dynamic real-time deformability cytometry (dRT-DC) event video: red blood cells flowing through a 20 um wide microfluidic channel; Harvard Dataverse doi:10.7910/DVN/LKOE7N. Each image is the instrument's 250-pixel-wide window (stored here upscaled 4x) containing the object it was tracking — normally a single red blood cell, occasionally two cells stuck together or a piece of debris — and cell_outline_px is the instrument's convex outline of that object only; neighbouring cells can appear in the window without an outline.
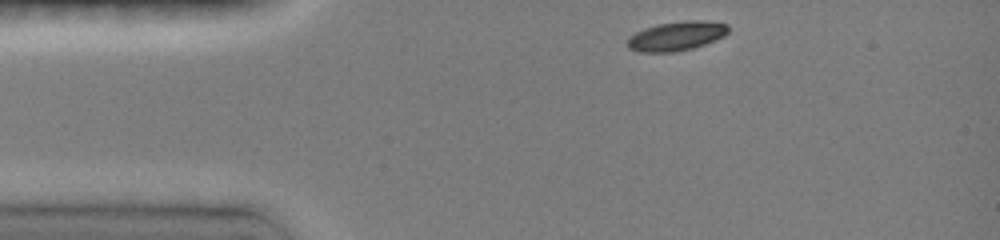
{"species": "common noctule bat (a hibernating species)", "species_latin": "Nyctalus noctula", "temperature_condition": "room temperature", "stored_images_in_passage": 26, "camera_frame_rate_fps": 3000, "um_per_image_px": 0.085, "animal": {"sex": "female", "body_mass_g": 19.0, "forearm_length_mm": 51.5}, "frame": {"image": 1, "passage_image": 1, "time_ms": 0.0, "image_size_px": [1000, 240], "cell_outline_px": [[728, 32], [724, 36], [704, 44], [692, 48], [676, 52], [636, 52], [628, 48], [628, 36], [644, 28], [656, 24], [684, 20], [700, 20], [728, 24]], "centroid_in_image_um": [57.46, 3.06], "position_along_channel_um": 27.5, "area_um2": 17.28}}
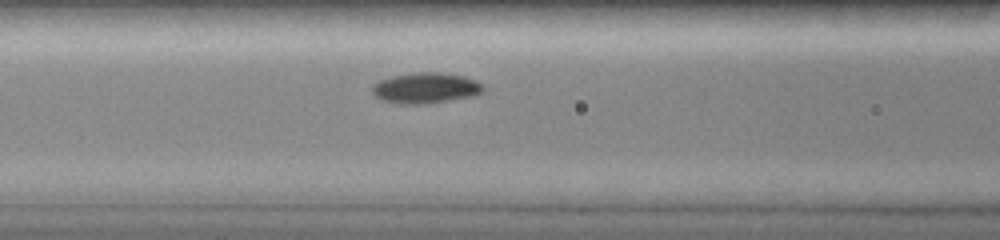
{"frame": {"image": 2, "passage_image": 10, "time_ms": 3.667, "image_size_px": [1000, 240], "cell_outline_px": [[484, 92], [476, 96], [428, 104], [404, 104], [380, 100], [372, 92], [372, 84], [380, 80], [392, 76], [412, 72], [444, 72], [464, 76], [476, 80], [484, 88]], "centroid_in_image_um": [36.2, 7.48], "position_along_channel_um": 130.4, "area_um2": 20.23}}
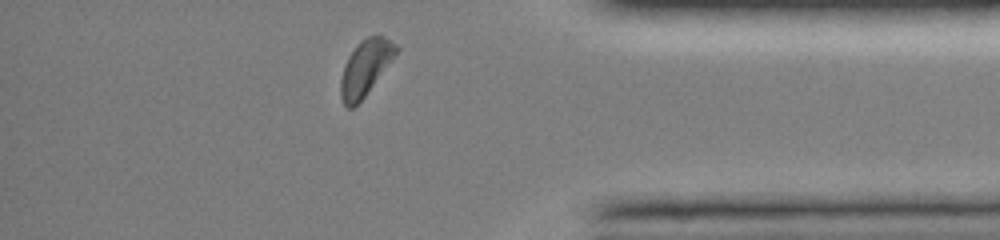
{"frame": {"image": 3, "passage_image": 24, "time_ms": 10.667, "image_size_px": [1000, 240], "cell_outline_px": [[400, 48], [364, 96], [352, 108], [348, 108], [344, 104], [340, 96], [340, 80], [344, 64], [348, 56], [356, 44], [360, 40], [368, 36], [384, 36], [396, 44]], "centroid_in_image_um": [31.02, 5.73], "position_along_channel_um": 404.2, "area_um2": 17.57}, "authors_computed_cell_mechanics": {"area_um2": 18.2648, "velocity_mm_per_s": 4.0758, "shape_relaxation_time_tau1_ms": 1.5851, "shape_relaxation_time_tau2_ms": null, "deformation_change_tau1": 0.1195, "deformation_change_tau2": null}}